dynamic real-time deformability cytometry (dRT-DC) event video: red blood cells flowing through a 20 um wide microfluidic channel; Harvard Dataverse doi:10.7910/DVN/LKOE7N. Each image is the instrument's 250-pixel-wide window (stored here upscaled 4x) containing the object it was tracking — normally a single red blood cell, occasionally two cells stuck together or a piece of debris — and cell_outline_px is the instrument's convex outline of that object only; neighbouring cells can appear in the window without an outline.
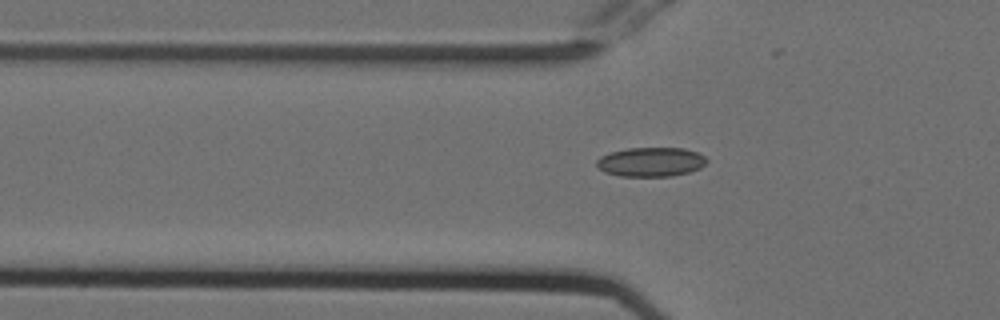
{"species": "Egyptian fruit bat (a non-hibernating species)", "species_latin": "Rousettus aegyptiacus", "temperature_condition": "cold", "stored_images_in_passage": 48, "camera_frame_rate_fps": 3000, "um_per_image_px": 0.085, "animal": {"sex": "female"}, "frame": {"image": 1, "passage_image": 17, "time_ms": 5.333, "image_size_px": [1000, 320], "cell_outline_px": [[708, 160], [700, 168], [688, 172], [672, 176], [620, 176], [604, 172], [596, 168], [596, 160], [600, 156], [608, 152], [628, 148], [684, 148], [696, 152], [704, 156]], "centroid_in_image_um": [55.27, 13.76], "position_along_channel_um": 70.5, "area_um2": 18.9}}
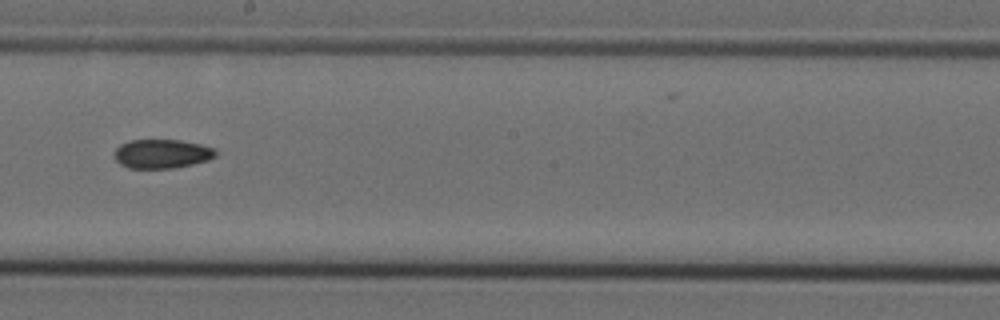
{"frame": {"image": 2, "passage_image": 30, "time_ms": 9.667, "image_size_px": [1000, 320], "cell_outline_px": [[216, 156], [208, 160], [176, 168], [128, 168], [120, 164], [116, 160], [116, 148], [120, 144], [132, 140], [180, 140], [200, 144], [216, 148]], "centroid_in_image_um": [13.79, 13.07], "position_along_channel_um": 234.4, "area_um2": 17.11}}
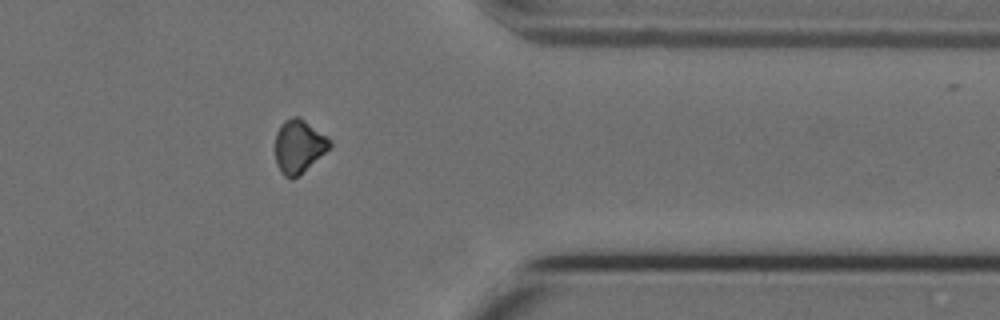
{"frame": {"image": 3, "passage_image": 43, "time_ms": 14.0, "image_size_px": [1000, 320], "cell_outline_px": [[332, 148], [300, 176], [292, 180], [284, 176], [280, 172], [276, 164], [276, 132], [280, 124], [284, 120], [292, 116], [300, 116], [332, 140]], "centroid_in_image_um": [25.43, 12.46], "position_along_channel_um": 386.0, "area_um2": 17.57}}